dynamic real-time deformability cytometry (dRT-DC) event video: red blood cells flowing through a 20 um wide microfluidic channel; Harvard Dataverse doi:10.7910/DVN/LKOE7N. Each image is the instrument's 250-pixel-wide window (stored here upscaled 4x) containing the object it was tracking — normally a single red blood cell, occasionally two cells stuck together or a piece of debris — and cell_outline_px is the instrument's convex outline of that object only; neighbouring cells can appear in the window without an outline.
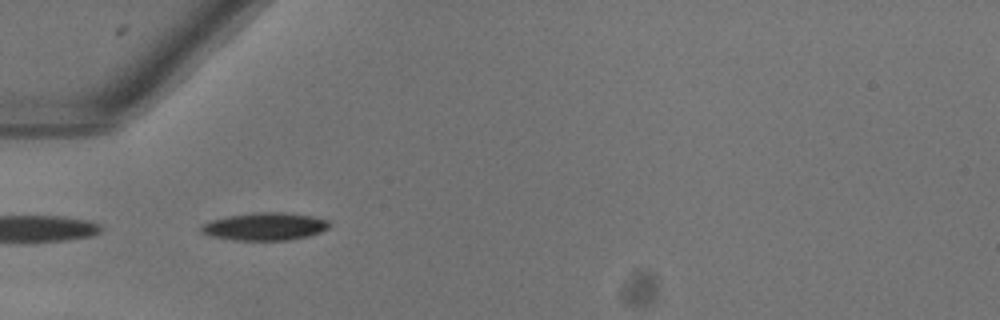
{"species": "common noctule bat (a hibernating species)", "species_latin": "Nyctalus noctula", "temperature_condition": "warm", "stored_images_in_passage": 35, "camera_frame_rate_fps": 3000, "um_per_image_px": 0.085, "animal": {"sex": "female"}, "frame": {"image": 1, "passage_image": 1, "time_ms": 0.0, "image_size_px": [1000, 320], "cell_outline_px": [[328, 228], [320, 232], [308, 236], [288, 240], [232, 240], [208, 236], [200, 232], [200, 228], [204, 224], [212, 220], [228, 216], [252, 212], [284, 212], [312, 216], [328, 220]], "centroid_in_image_um": [22.48, 19.25], "position_along_channel_um": 62.5, "area_um2": 20.69}}
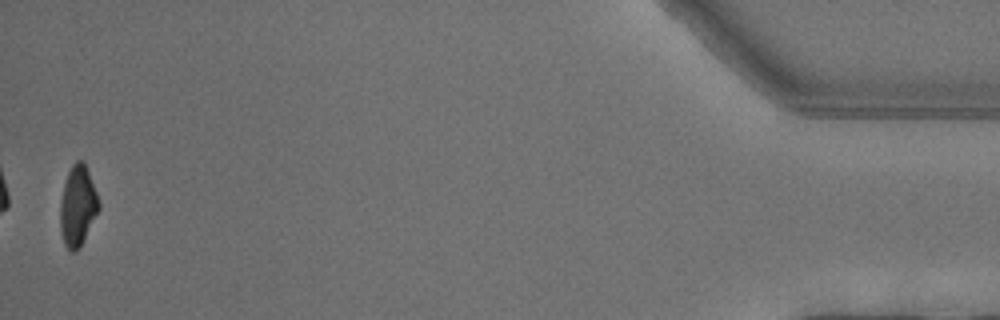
{"frame": {"image": 2, "passage_image": 35, "time_ms": 11.333, "image_size_px": [1000, 320], "cell_outline_px": [[100, 208], [80, 248], [76, 252], [72, 252], [64, 244], [60, 232], [60, 204], [64, 184], [68, 172], [72, 164], [76, 160], [84, 160], [96, 192], [100, 204]], "centroid_in_image_um": [6.6, 17.52], "position_along_channel_um": 428.6, "area_um2": 18.15}, "authors_computed_cell_mechanics": {"area_um2": 20.6346, "velocity_mm_per_s": 4.0575, "shape_relaxation_time_tau1_ms": 3.7827, "shape_relaxation_time_tau2_ms": null, "deformation_change_tau1": 0.1411, "deformation_change_tau2": null}}